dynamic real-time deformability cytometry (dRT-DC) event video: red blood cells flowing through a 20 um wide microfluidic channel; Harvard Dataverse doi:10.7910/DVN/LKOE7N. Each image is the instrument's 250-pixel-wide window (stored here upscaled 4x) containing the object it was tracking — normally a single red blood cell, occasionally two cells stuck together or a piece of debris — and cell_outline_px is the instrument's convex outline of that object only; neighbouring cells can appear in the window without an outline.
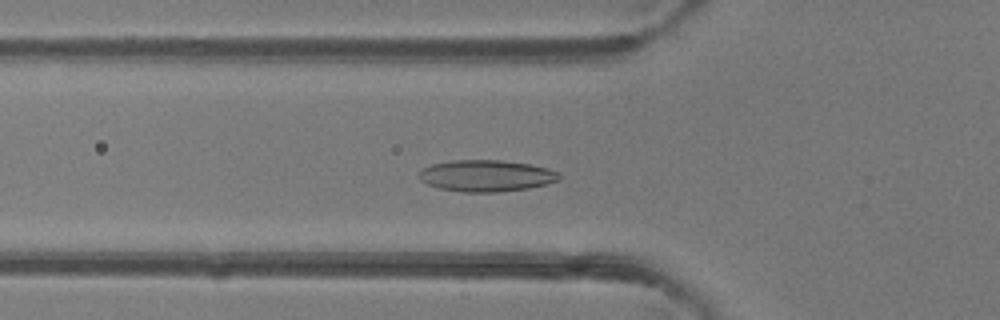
{"species": "common noctule bat (a hibernating species)", "species_latin": "Nyctalus noctula", "temperature_condition": "room temperature", "stored_images_in_passage": 50, "camera_frame_rate_fps": 3000, "um_per_image_px": 0.085, "animal": {"sex": "female"}, "frame": {"image": 1, "passage_image": 18, "time_ms": 5.667, "image_size_px": [1000, 320], "cell_outline_px": [[560, 180], [528, 188], [500, 192], [464, 192], [440, 188], [428, 184], [420, 180], [416, 176], [420, 168], [432, 164], [452, 160], [500, 160], [528, 164], [548, 168], [560, 172]], "centroid_in_image_um": [41.3, 14.93], "position_along_channel_um": 84.5, "area_um2": 25.89}}
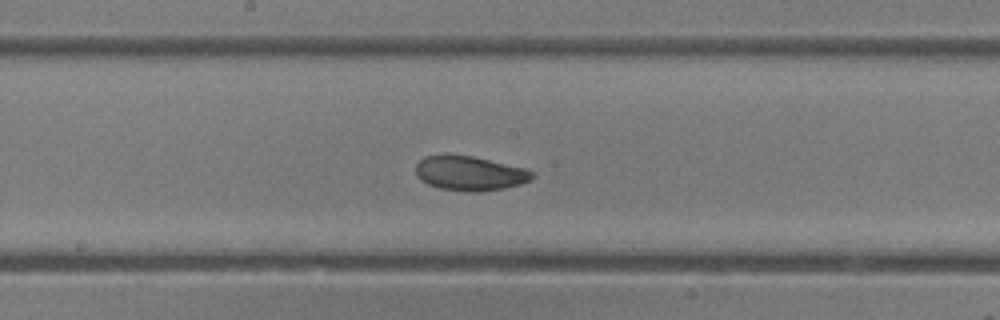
{"frame": {"image": 2, "passage_image": 27, "time_ms": 8.667, "image_size_px": [1000, 320], "cell_outline_px": [[536, 176], [532, 180], [520, 184], [504, 188], [476, 192], [468, 192], [440, 188], [428, 184], [420, 180], [416, 176], [416, 164], [424, 156], [472, 156], [524, 168], [536, 172]], "centroid_in_image_um": [39.96, 14.75], "position_along_channel_um": 208.2, "area_um2": 23.24}}
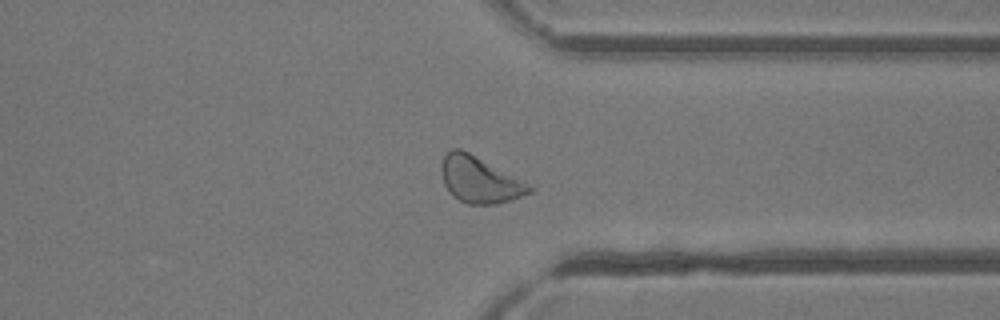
{"frame": {"image": 3, "passage_image": 39, "time_ms": 12.667, "image_size_px": [1000, 320], "cell_outline_px": [[536, 184], [532, 192], [496, 204], [468, 204], [452, 196], [444, 184], [440, 172], [440, 164], [444, 156], [452, 148], [460, 148]], "centroid_in_image_um": [40.82, 15.26], "position_along_channel_um": 370.6, "area_um2": 24.33}, "authors_computed_cell_mechanics": {"area_um2": 24.4494, "velocity_mm_per_s": 4.0894, "shape_relaxation_time_tau1_ms": 2.5353, "shape_relaxation_time_tau2_ms": 2.6027, "deformation_change_tau1": 0.0926, "deformation_change_tau2": 0.0614}}